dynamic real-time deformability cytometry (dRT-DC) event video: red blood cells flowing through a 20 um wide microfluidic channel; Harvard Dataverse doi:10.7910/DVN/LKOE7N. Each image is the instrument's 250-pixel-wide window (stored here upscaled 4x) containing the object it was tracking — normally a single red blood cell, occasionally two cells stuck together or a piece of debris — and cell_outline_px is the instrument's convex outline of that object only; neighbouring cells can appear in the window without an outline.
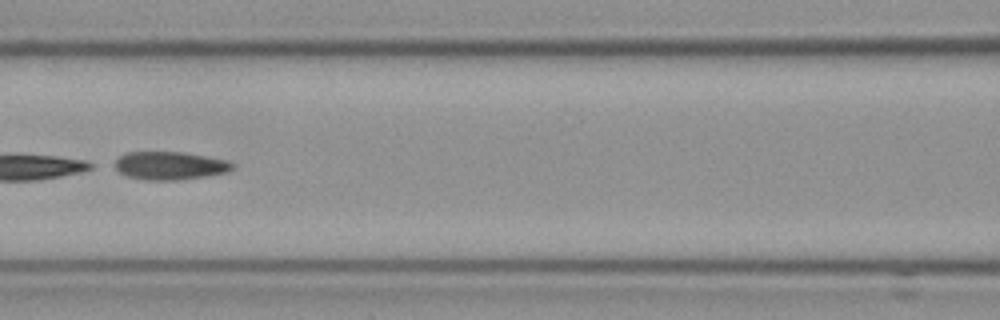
{"species": "Egyptian fruit bat (a non-hibernating species)", "species_latin": "Rousettus aegyptiacus", "temperature_condition": "cold", "stored_images_in_passage": 56, "camera_frame_rate_fps": 3000, "um_per_image_px": 0.085, "frame": {"image": 1, "passage_image": 25, "time_ms": 8.0, "image_size_px": [1000, 320], "cell_outline_px": [[236, 168], [228, 172], [180, 180], [144, 180], [128, 176], [120, 172], [108, 164], [124, 152], [180, 152], [228, 160], [236, 164]], "centroid_in_image_um": [14.39, 14.08], "position_along_channel_um": 152.2, "area_um2": 19.65}}